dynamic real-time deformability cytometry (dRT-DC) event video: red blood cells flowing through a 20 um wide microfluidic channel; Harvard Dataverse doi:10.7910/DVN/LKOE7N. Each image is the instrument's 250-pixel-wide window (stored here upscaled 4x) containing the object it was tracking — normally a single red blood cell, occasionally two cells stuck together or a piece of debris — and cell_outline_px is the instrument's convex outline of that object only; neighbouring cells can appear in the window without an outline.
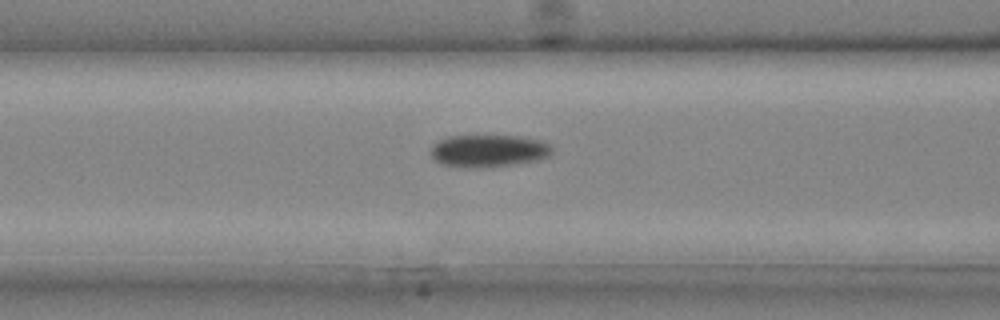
{"species": "common noctule bat (a hibernating species)", "species_latin": "Nyctalus noctula", "temperature_condition": "cold", "stored_images_in_passage": 28, "camera_frame_rate_fps": 3000, "um_per_image_px": 0.085, "animal": {"sex": "male", "body_mass_g": 20.4}, "frame": {"image": 1, "passage_image": 11, "time_ms": 3.333, "image_size_px": [1000, 320], "cell_outline_px": [[552, 152], [548, 156], [536, 160], [488, 168], [460, 168], [444, 164], [436, 160], [432, 156], [432, 144], [448, 136], [520, 136], [540, 140], [548, 144], [552, 148]], "centroid_in_image_um": [41.51, 12.83], "position_along_channel_um": 125.1, "area_um2": 22.83}}
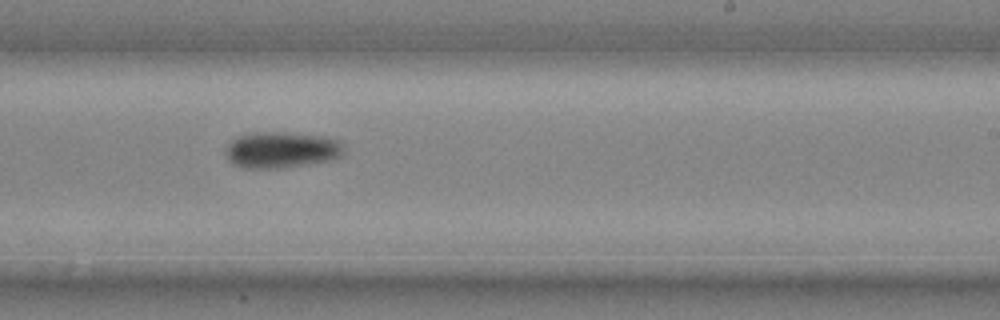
{"frame": {"image": 2, "passage_image": 18, "time_ms": 5.667, "image_size_px": [1000, 320], "cell_outline_px": [[344, 156], [336, 160], [280, 168], [244, 168], [232, 164], [228, 160], [224, 152], [224, 148], [236, 136], [252, 132], [276, 132], [324, 136], [344, 140]], "centroid_in_image_um": [23.97, 12.74], "position_along_channel_um": 265.0, "area_um2": 25.66}}
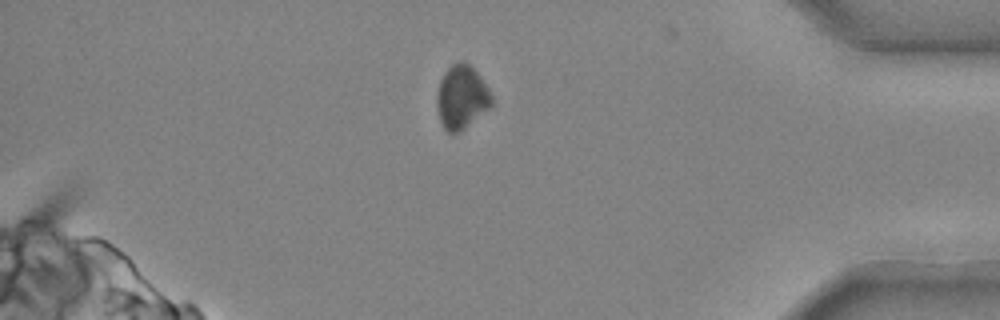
{"frame": {"image": 3, "passage_image": 26, "time_ms": 8.333, "image_size_px": [1000, 320], "cell_outline_px": [[492, 104], [488, 108], [464, 128], [456, 132], [448, 132], [444, 128], [440, 120], [436, 104], [436, 96], [440, 80], [444, 72], [452, 64], [460, 60], [468, 64], [480, 76], [488, 88], [492, 96]], "centroid_in_image_um": [39.21, 8.23], "position_along_channel_um": 396.0, "area_um2": 19.94}}